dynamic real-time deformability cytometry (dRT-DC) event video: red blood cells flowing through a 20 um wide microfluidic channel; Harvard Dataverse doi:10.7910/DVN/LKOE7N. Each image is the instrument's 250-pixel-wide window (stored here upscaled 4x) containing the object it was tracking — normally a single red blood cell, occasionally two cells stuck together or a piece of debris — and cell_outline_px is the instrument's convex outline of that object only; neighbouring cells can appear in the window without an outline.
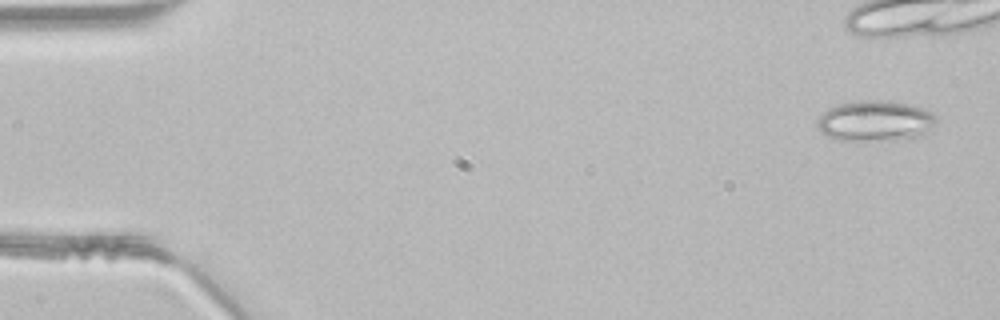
{"species": "common noctule bat (a hibernating species)", "species_latin": "Nyctalus noctula", "temperature_condition": "room temperature", "stored_images_in_passage": 9, "camera_frame_rate_fps": 3000, "um_per_image_px": 0.085, "animal": {"sex": "male", "body_mass_g": 21.5, "forearm_length_mm": 52.0}, "frame": {"image": 1, "passage_image": 1, "time_ms": 0.0, "image_size_px": [1000, 320], "cell_outline_px": [[936, 124], [916, 136], [888, 140], [836, 140], [820, 132], [816, 124], [816, 120], [828, 108], [840, 104], [860, 100], [888, 100], [908, 104], [924, 108], [932, 112], [936, 116]], "centroid_in_image_um": [74.35, 10.26], "position_along_channel_um": 10.6, "area_um2": 28.03}}